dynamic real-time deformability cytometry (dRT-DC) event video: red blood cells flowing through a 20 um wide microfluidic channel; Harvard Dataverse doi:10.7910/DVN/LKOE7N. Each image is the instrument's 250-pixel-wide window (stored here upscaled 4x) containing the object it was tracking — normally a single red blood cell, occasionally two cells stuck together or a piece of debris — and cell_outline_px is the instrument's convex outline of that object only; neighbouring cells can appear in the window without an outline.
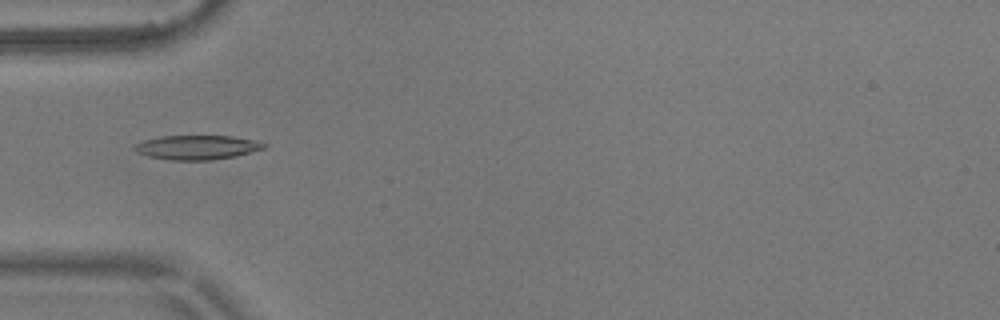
{"species": "common noctule bat (a hibernating species)", "species_latin": "Nyctalus noctula", "temperature_condition": "warm", "stored_images_in_passage": 7, "camera_frame_rate_fps": 3000, "um_per_image_px": 0.085, "animal": {"sex": "male", "body_mass_g": 17.9}, "frame": {"image": 1, "passage_image": 5, "time_ms": 1.333, "image_size_px": [1000, 320], "cell_outline_px": [[268, 144], [264, 148], [236, 156], [212, 160], [172, 160], [148, 156], [136, 152], [132, 148], [136, 144], [144, 140], [160, 136], [232, 136], [256, 140]], "centroid_in_image_um": [16.75, 12.52], "position_along_channel_um": 68.2, "area_um2": 18.32}}